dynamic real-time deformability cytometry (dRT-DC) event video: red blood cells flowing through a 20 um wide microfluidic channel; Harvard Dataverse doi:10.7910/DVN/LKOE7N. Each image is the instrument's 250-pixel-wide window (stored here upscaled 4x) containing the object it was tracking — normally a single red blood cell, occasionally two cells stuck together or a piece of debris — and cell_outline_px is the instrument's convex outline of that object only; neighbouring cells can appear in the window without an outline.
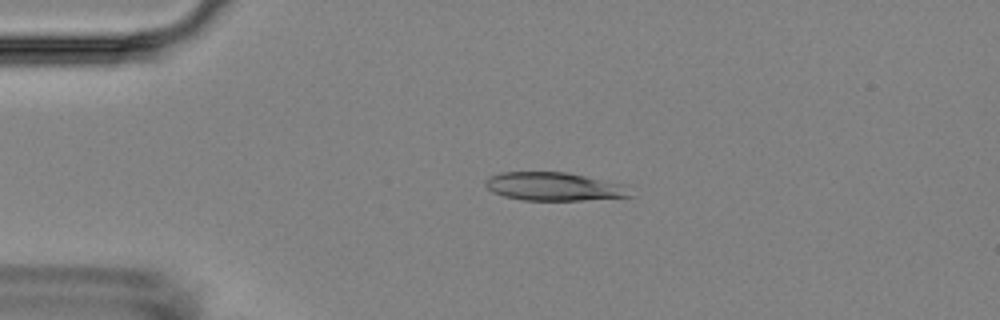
{"species": "Egyptian fruit bat (a non-hibernating species)", "species_latin": "Rousettus aegyptiacus", "temperature_condition": "room temperature", "stored_images_in_passage": 4, "camera_frame_rate_fps": 3000, "um_per_image_px": 0.085, "animal": {"sex": "female"}, "frame": {"image": 1, "passage_image": 2, "time_ms": 1.0, "image_size_px": [1000, 320], "cell_outline_px": [[632, 196], [584, 200], [524, 200], [504, 196], [492, 192], [484, 184], [484, 180], [488, 176], [500, 172], [568, 172], [624, 184]], "centroid_in_image_um": [47.04, 15.84], "position_along_channel_um": 38.0, "area_um2": 23.93}}